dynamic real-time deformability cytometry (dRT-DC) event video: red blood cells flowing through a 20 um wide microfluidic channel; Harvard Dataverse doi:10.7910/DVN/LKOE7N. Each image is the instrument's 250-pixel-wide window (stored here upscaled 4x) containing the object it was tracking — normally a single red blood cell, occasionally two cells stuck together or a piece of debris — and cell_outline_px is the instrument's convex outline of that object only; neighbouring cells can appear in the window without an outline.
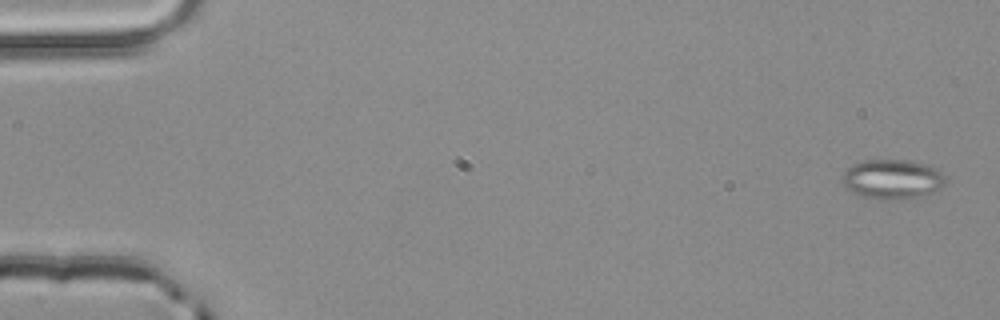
{"species": "common noctule bat (a hibernating species)", "species_latin": "Nyctalus noctula", "temperature_condition": "room temperature", "stored_images_in_passage": 4, "camera_frame_rate_fps": 3000, "um_per_image_px": 0.085, "animal": {"sex": "male", "body_mass_g": 20.4}, "frame": {"image": 1, "passage_image": 1, "time_ms": 0.0, "image_size_px": [1000, 320], "cell_outline_px": [[944, 184], [940, 188], [920, 196], [908, 200], [880, 200], [864, 196], [852, 192], [840, 180], [840, 176], [848, 168], [864, 160], [908, 160], [924, 164], [936, 168], [944, 176]], "centroid_in_image_um": [75.83, 15.25], "position_along_channel_um": 9.2, "area_um2": 23.76}}
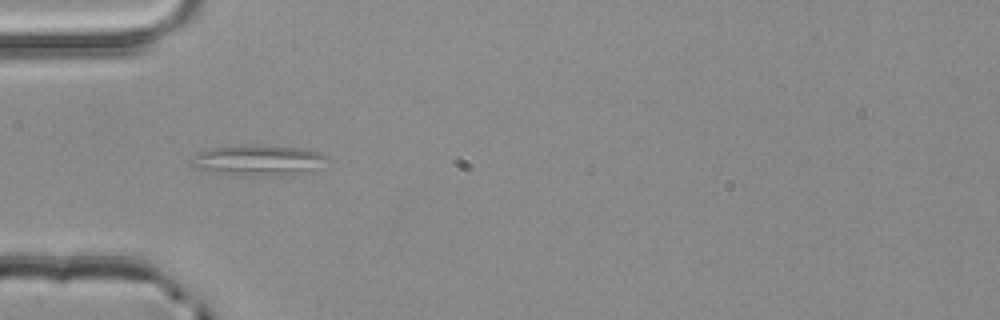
{"frame": {"image": 2, "passage_image": 4, "time_ms": 1.0, "image_size_px": [1000, 320], "cell_outline_px": [[328, 156], [308, 168], [280, 176], [212, 172], [196, 168], [192, 164], [192, 156], [208, 148], [240, 144], [268, 144], [308, 148], [320, 152]], "centroid_in_image_um": [21.82, 13.54], "position_along_channel_um": 63.2, "area_um2": 23.58}}